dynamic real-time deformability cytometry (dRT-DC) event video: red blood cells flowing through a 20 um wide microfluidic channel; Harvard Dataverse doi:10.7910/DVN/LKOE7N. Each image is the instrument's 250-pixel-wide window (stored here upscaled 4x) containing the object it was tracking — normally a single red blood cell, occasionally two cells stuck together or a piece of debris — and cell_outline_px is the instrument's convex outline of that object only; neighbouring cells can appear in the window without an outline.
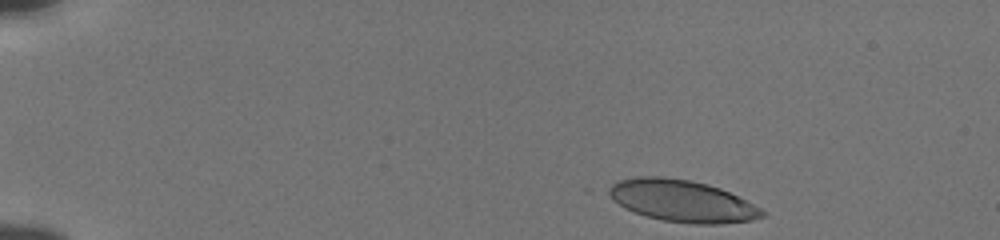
{"species": "human", "species_latin": "Homo sapiens", "temperature_condition": "cold", "stored_images_in_passage": 47, "camera_frame_rate_fps": 3000, "um_per_image_px": 0.085, "donor": {"sex": "male"}, "frame": {"image": 1, "passage_image": 1, "time_ms": 0.0, "image_size_px": [1000, 240], "cell_outline_px": [[764, 216], [752, 220], [720, 224], [692, 224], [664, 220], [644, 216], [624, 208], [612, 200], [604, 192], [612, 184], [620, 180], [640, 176], [664, 176], [688, 180], [708, 184], [720, 188], [760, 208], [764, 212]], "centroid_in_image_um": [57.9, 17.08], "position_along_channel_um": 27.1, "area_um2": 37.4}}
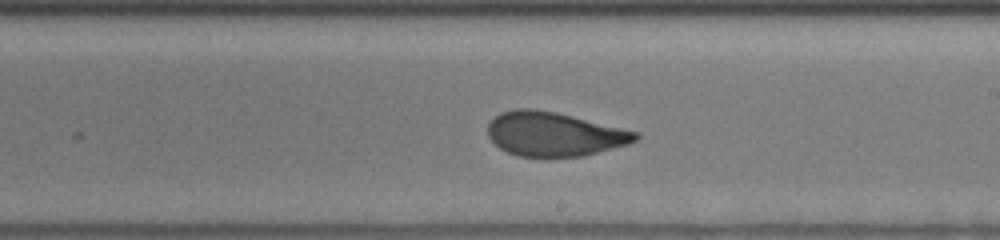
{"frame": {"image": 2, "passage_image": 26, "time_ms": 8.333, "image_size_px": [1000, 240], "cell_outline_px": [[640, 136], [636, 140], [628, 144], [584, 156], [516, 156], [500, 148], [488, 136], [488, 124], [500, 112], [516, 108], [532, 108], [556, 112], [640, 132]], "centroid_in_image_um": [47.11, 11.39], "position_along_channel_um": 241.9, "area_um2": 37.86}}
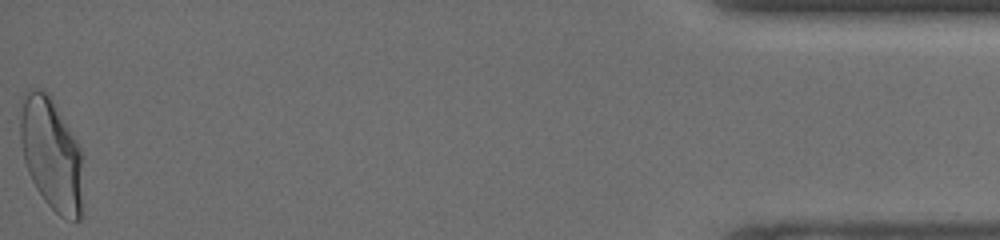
{"frame": {"image": 3, "passage_image": 47, "time_ms": 15.333, "image_size_px": [1000, 240], "cell_outline_px": [[84, 216], [80, 220], [64, 220], [44, 200], [36, 188], [28, 172], [24, 160], [20, 140], [20, 116], [24, 96], [28, 88], [44, 88], [48, 92], [76, 140], [80, 148]], "centroid_in_image_um": [4.38, 13.14], "position_along_channel_um": 430.8, "area_um2": 41.44}, "authors_computed_cell_mechanics": {"area_um2": 37.9746, "velocity_mm_per_s": 3.8344, "shape_relaxation_time_tau1_ms": 6.1924, "shape_relaxation_time_tau2_ms": 0.9055, "deformation_change_tau1": 0.1731, "deformation_change_tau2": 0.0678}}